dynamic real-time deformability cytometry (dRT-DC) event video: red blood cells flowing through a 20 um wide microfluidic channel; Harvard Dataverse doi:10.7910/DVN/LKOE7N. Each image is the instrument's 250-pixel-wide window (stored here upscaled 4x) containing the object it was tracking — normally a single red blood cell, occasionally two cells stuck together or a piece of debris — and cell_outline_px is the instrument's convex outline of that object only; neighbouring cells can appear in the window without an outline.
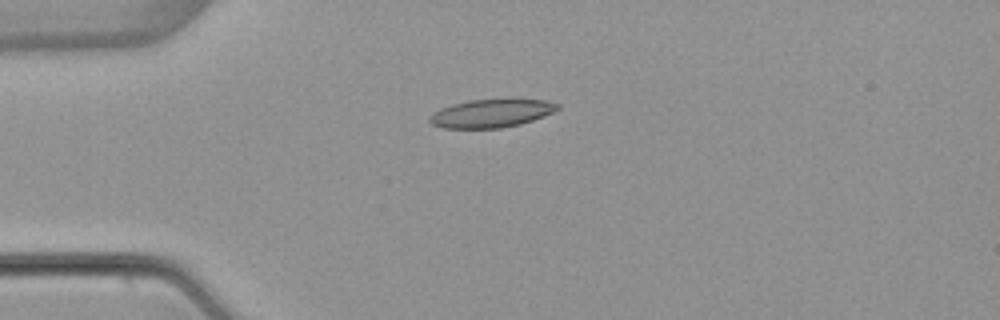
{"species": "common noctule bat (a hibernating species)", "species_latin": "Nyctalus noctula", "temperature_condition": "warm", "stored_images_in_passage": 7, "camera_frame_rate_fps": 3000, "um_per_image_px": 0.085, "animal": {"sex": "female", "body_mass_g": 22.7, "forearm_length_mm": 54.2}, "frame": {"image": 1, "passage_image": 4, "time_ms": 4.0, "image_size_px": [1000, 320], "cell_outline_px": [[560, 108], [544, 116], [520, 124], [500, 128], [440, 128], [432, 124], [428, 120], [428, 116], [432, 112], [440, 108], [452, 104], [468, 100], [512, 96], [548, 100], [560, 104]], "centroid_in_image_um": [41.79, 9.57], "position_along_channel_um": 43.2, "area_um2": 22.14}}
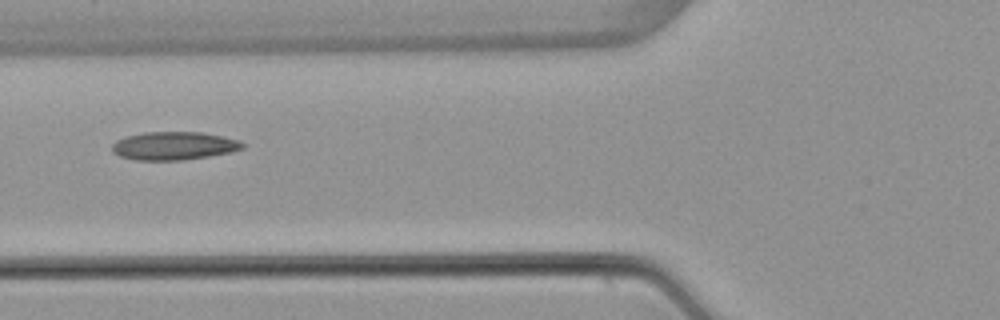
{"frame": {"image": 2, "passage_image": 6, "time_ms": 6.333, "image_size_px": [1000, 320], "cell_outline_px": [[244, 148], [232, 152], [208, 156], [180, 160], [136, 160], [120, 156], [112, 152], [112, 144], [116, 140], [128, 136], [144, 132], [200, 132], [240, 140], [244, 144]], "centroid_in_image_um": [14.78, 12.39], "position_along_channel_um": 111.0, "area_um2": 21.33}}
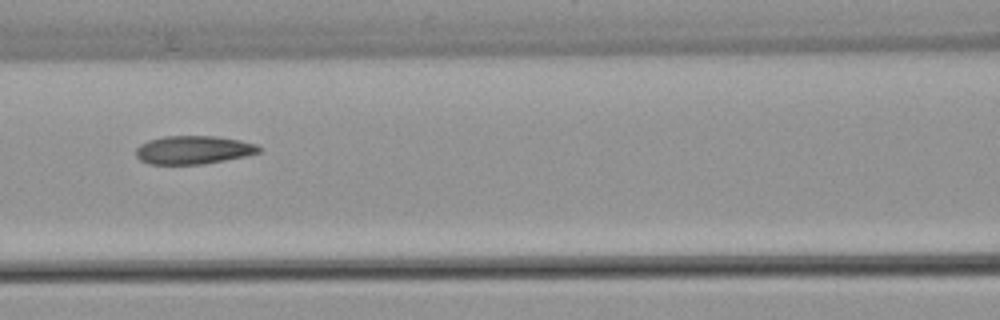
{"frame": {"image": 3, "passage_image": 7, "time_ms": 7.333, "image_size_px": [1000, 320], "cell_outline_px": [[264, 148], [260, 152], [244, 156], [204, 164], [148, 164], [140, 160], [136, 156], [136, 148], [140, 144], [148, 140], [164, 136], [216, 136], [240, 140], [256, 144]], "centroid_in_image_um": [16.44, 12.74], "position_along_channel_um": 150.2, "area_um2": 20.4}}